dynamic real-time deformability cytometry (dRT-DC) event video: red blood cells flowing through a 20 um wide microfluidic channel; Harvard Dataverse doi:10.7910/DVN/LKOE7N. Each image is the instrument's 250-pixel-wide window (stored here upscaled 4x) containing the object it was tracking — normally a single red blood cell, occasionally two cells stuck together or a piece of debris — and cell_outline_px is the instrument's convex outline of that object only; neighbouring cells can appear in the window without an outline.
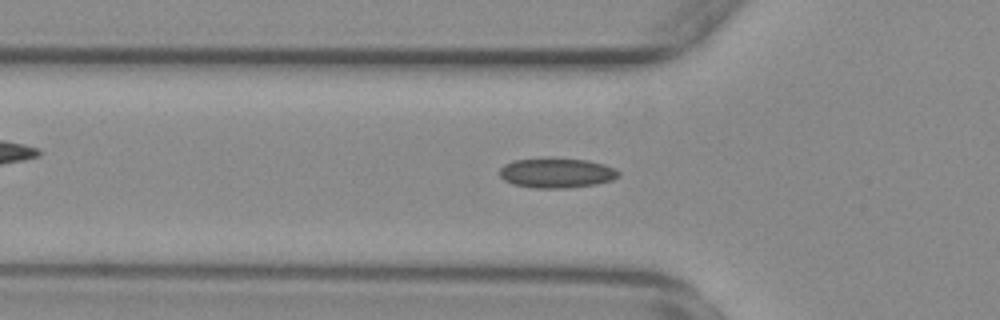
{"species": "common noctule bat (a hibernating species)", "species_latin": "Nyctalus noctula", "temperature_condition": "warm", "stored_images_in_passage": 55, "camera_frame_rate_fps": 3000, "um_per_image_px": 0.085, "animal": {"sex": "female", "body_mass_g": 29.2, "forearm_length_mm": 56.3}, "frame": {"image": 1, "passage_image": 18, "time_ms": 5.667, "image_size_px": [1000, 320], "cell_outline_px": [[620, 176], [612, 180], [596, 184], [568, 188], [536, 188], [512, 184], [504, 180], [500, 176], [500, 168], [504, 164], [512, 160], [588, 160], [604, 164], [620, 172]], "centroid_in_image_um": [47.32, 14.73], "position_along_channel_um": 78.5, "area_um2": 20.17}}
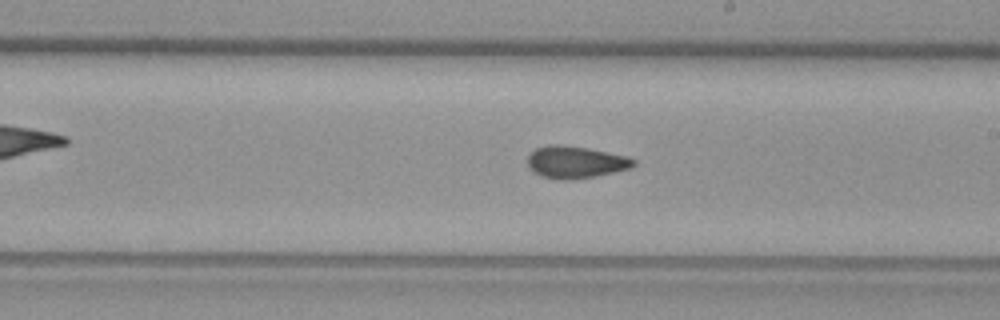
{"frame": {"image": 2, "passage_image": 31, "time_ms": 10.0, "image_size_px": [1000, 320], "cell_outline_px": [[636, 164], [632, 168], [596, 176], [572, 180], [560, 180], [540, 176], [532, 172], [528, 168], [528, 156], [536, 148], [548, 144], [560, 144], [588, 148], [628, 156], [636, 160]], "centroid_in_image_um": [48.92, 13.79], "position_along_channel_um": 240.1, "area_um2": 20.17}}
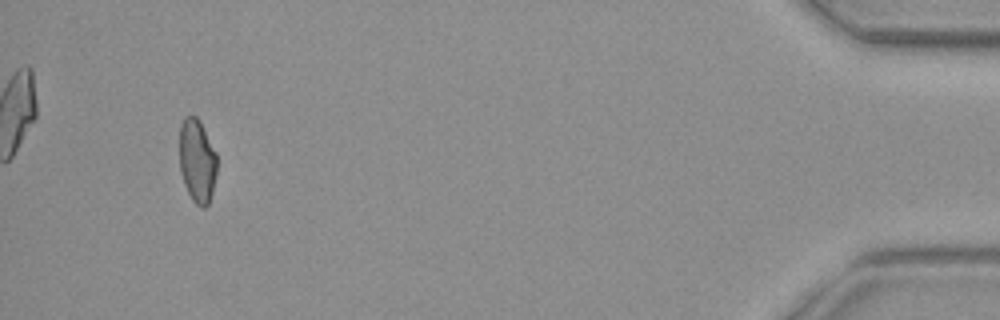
{"frame": {"image": 3, "passage_image": 52, "time_ms": 17.0, "image_size_px": [1000, 320], "cell_outline_px": [[216, 176], [212, 192], [208, 204], [204, 208], [200, 208], [192, 200], [184, 184], [180, 172], [180, 124], [184, 116], [196, 116], [200, 120], [216, 152]], "centroid_in_image_um": [16.75, 13.66], "position_along_channel_um": 418.4, "area_um2": 18.38}, "authors_computed_cell_mechanics": {"area_um2": 19.3052, "velocity_mm_per_s": 3.7159, "shape_relaxation_time_tau1_ms": null, "shape_relaxation_time_tau2_ms": 1.8275, "deformation_change_tau1": null, "deformation_change_tau2": 0.0704}}